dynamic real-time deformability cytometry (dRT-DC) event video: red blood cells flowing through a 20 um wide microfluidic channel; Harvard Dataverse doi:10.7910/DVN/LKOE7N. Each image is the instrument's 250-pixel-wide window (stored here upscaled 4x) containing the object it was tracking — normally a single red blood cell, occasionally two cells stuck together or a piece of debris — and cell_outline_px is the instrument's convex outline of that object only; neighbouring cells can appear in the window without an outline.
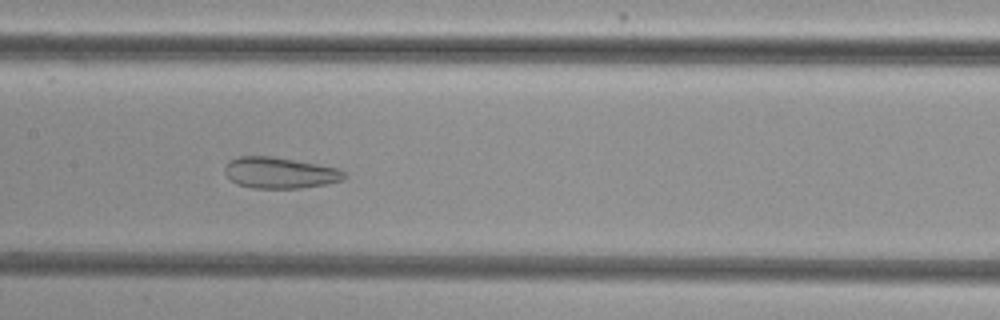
{"species": "common noctule bat (a hibernating species)", "species_latin": "Nyctalus noctula", "temperature_condition": "cold", "stored_images_in_passage": 52, "camera_frame_rate_fps": 3000, "um_per_image_px": 0.085, "animal": {"sex": "female", "body_mass_g": 29.2, "forearm_length_mm": 56.3}, "frame": {"image": 1, "passage_image": 25, "time_ms": 8.0, "image_size_px": [1000, 320], "cell_outline_px": [[348, 176], [344, 180], [328, 184], [300, 188], [252, 188], [236, 184], [224, 172], [224, 168], [228, 160], [236, 156], [272, 156], [340, 168]], "centroid_in_image_um": [23.8, 14.68], "position_along_channel_um": 183.6, "area_um2": 21.96}}
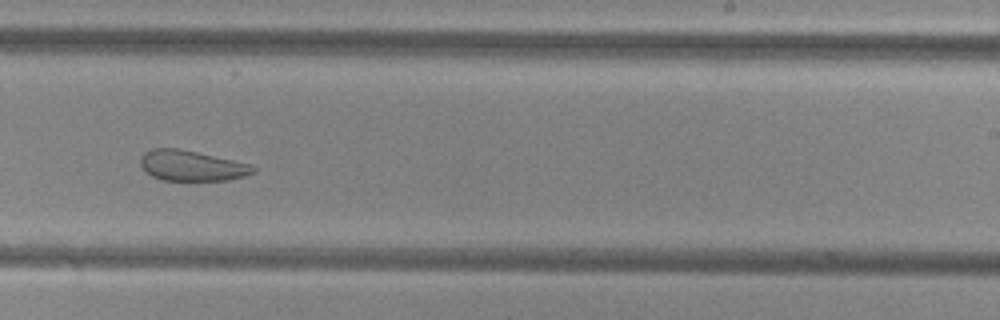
{"frame": {"image": 2, "passage_image": 32, "time_ms": 10.333, "image_size_px": [1000, 320], "cell_outline_px": [[256, 172], [244, 176], [228, 180], [164, 180], [152, 176], [140, 164], [140, 156], [144, 152], [152, 148], [176, 148], [196, 152], [232, 160], [248, 164], [256, 168]], "centroid_in_image_um": [16.27, 14.08], "position_along_channel_um": 272.7, "area_um2": 19.71}}
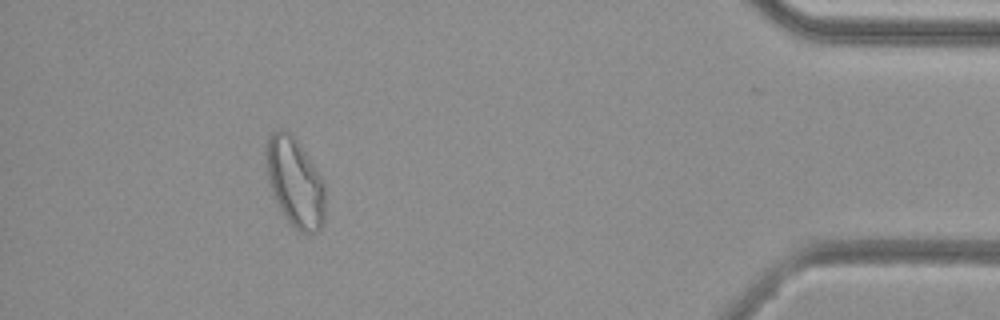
{"frame": {"image": 3, "passage_image": 47, "time_ms": 15.333, "image_size_px": [1000, 320], "cell_outline_px": [[324, 220], [320, 228], [316, 232], [300, 232], [288, 220], [280, 208], [276, 200], [268, 180], [264, 160], [264, 148], [272, 132], [276, 128], [280, 128], [288, 132], [300, 144], [324, 180]], "centroid_in_image_um": [25.05, 15.44], "position_along_channel_um": 410.1, "area_um2": 30.58}, "authors_computed_cell_mechanics": {"area_um2": 28.7555, "velocity_mm_per_s": 3.8285, "shape_relaxation_time_tau1_ms": null, "shape_relaxation_time_tau2_ms": 1.4731, "deformation_change_tau1": null, "deformation_change_tau2": 0.0925}}